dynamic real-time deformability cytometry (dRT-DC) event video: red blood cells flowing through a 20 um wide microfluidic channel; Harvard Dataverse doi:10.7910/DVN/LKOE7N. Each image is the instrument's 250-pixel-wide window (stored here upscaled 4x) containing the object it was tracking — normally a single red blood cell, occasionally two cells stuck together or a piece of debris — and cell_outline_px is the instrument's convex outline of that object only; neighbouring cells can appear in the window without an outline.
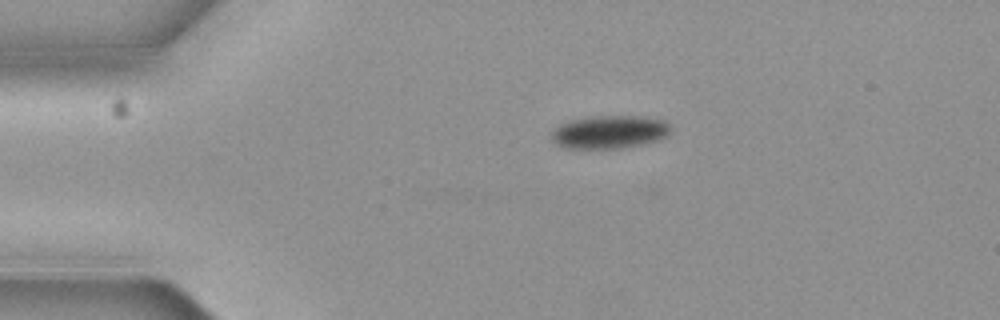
{"species": "common noctule bat (a hibernating species)", "species_latin": "Nyctalus noctula", "temperature_condition": "cold", "stored_images_in_passage": 2, "camera_frame_rate_fps": 3000, "um_per_image_px": 0.085, "animal": {"sex": "female", "body_mass_g": 19.3, "forearm_length_mm": 54.1}, "frame": {"image": 1, "passage_image": 1, "time_ms": 0.0, "image_size_px": [1000, 320], "cell_outline_px": [[668, 132], [664, 136], [656, 140], [640, 144], [620, 148], [564, 148], [556, 144], [552, 140], [552, 132], [560, 124], [568, 120], [592, 116], [636, 116], [664, 120], [668, 124]], "centroid_in_image_um": [51.73, 11.21], "position_along_channel_um": 33.3, "area_um2": 22.6}}